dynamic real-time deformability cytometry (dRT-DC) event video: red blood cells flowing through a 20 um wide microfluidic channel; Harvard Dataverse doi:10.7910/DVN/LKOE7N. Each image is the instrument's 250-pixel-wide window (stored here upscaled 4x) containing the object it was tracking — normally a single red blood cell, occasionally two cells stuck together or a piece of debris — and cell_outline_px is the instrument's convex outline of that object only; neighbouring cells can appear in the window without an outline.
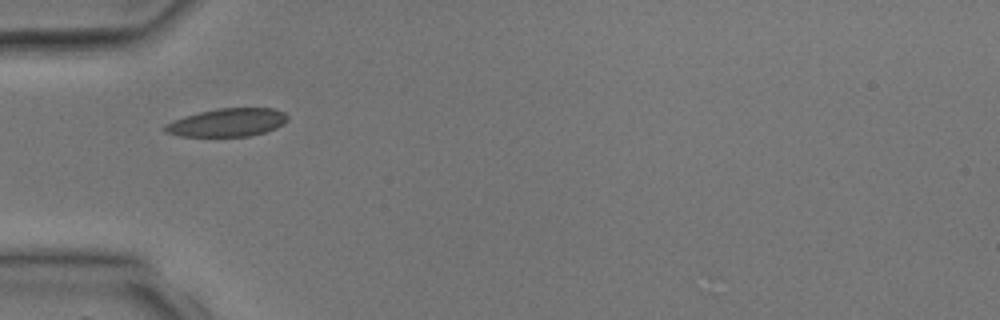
{"species": "common noctule bat (a hibernating species)", "species_latin": "Nyctalus noctula", "temperature_condition": "room temperature", "stored_images_in_passage": 4, "camera_frame_rate_fps": 3000, "um_per_image_px": 0.085, "animal": {"sex": "male", "body_mass_g": 17.9, "forearm_length_mm": 54.2}, "frame": {"image": 1, "passage_image": 3, "time_ms": 2.667, "image_size_px": [1000, 320], "cell_outline_px": [[288, 120], [284, 124], [276, 128], [264, 132], [248, 136], [180, 136], [164, 132], [164, 124], [184, 116], [200, 112], [220, 108], [272, 108], [284, 112], [288, 116]], "centroid_in_image_um": [19.33, 10.41], "position_along_channel_um": 65.7, "area_um2": 20.06}}